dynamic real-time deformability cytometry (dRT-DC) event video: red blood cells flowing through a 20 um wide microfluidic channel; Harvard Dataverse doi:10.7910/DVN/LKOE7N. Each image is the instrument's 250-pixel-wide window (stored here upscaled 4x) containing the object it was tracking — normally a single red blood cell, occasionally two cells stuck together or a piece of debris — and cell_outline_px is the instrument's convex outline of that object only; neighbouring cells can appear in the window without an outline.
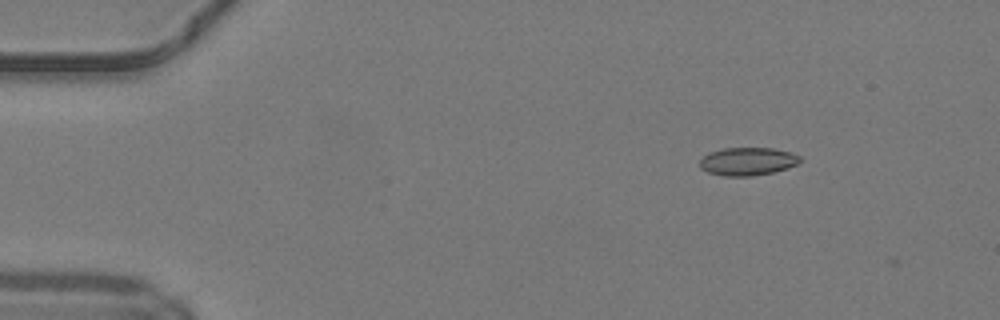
{"species": "common noctule bat (a hibernating species)", "species_latin": "Nyctalus noctula", "temperature_condition": "warm", "stored_images_in_passage": 43, "camera_frame_rate_fps": 3000, "um_per_image_px": 0.085, "animal": {"sex": "male", "body_mass_g": 19.2, "forearm_length_mm": 51.8}, "frame": {"image": 1, "passage_image": 1, "time_ms": 0.0, "image_size_px": [1000, 320], "cell_outline_px": [[800, 160], [796, 164], [788, 168], [772, 172], [752, 176], [724, 176], [708, 172], [700, 168], [700, 160], [708, 152], [724, 148], [772, 148], [792, 152], [800, 156]], "centroid_in_image_um": [63.53, 13.71], "position_along_channel_um": 21.5, "area_um2": 16.36}}
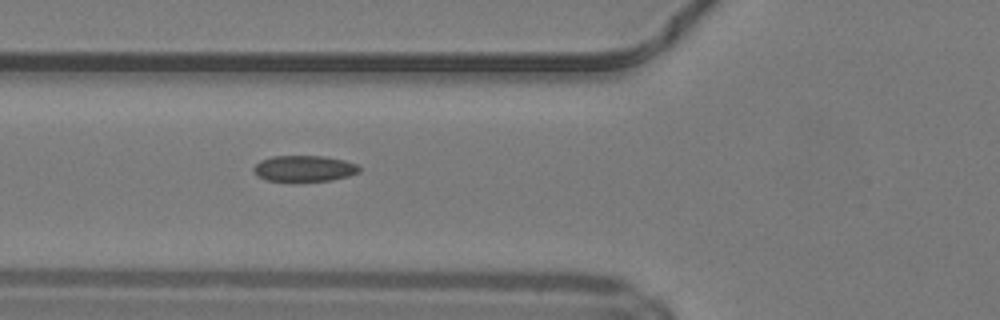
{"frame": {"image": 2, "passage_image": 13, "time_ms": 4.0, "image_size_px": [1000, 320], "cell_outline_px": [[360, 172], [348, 176], [332, 180], [292, 184], [268, 180], [260, 176], [252, 168], [260, 160], [272, 156], [324, 156], [344, 160], [356, 164], [360, 168]], "centroid_in_image_um": [25.86, 14.36], "position_along_channel_um": 99.9, "area_um2": 16.59}}
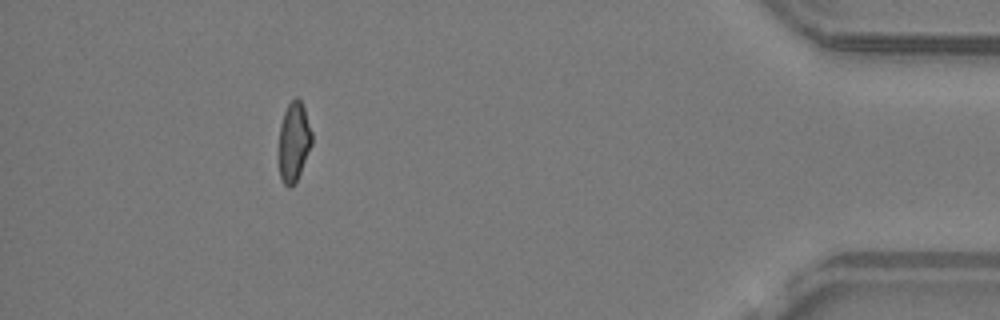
{"frame": {"image": 3, "passage_image": 39, "time_ms": 12.667, "image_size_px": [1000, 320], "cell_outline_px": [[312, 144], [300, 172], [296, 180], [288, 188], [284, 184], [280, 176], [276, 156], [280, 124], [284, 112], [288, 104], [296, 96], [300, 100], [304, 108], [312, 132]], "centroid_in_image_um": [24.93, 12.06], "position_along_channel_um": 410.3, "area_um2": 15.66}, "authors_computed_cell_mechanics": {"area_um2": 16.2996, "velocity_mm_per_s": 4.2358, "shape_relaxation_time_tau1_ms": null, "shape_relaxation_time_tau2_ms": 1.7532, "deformation_change_tau1": null, "deformation_change_tau2": 0.07}}